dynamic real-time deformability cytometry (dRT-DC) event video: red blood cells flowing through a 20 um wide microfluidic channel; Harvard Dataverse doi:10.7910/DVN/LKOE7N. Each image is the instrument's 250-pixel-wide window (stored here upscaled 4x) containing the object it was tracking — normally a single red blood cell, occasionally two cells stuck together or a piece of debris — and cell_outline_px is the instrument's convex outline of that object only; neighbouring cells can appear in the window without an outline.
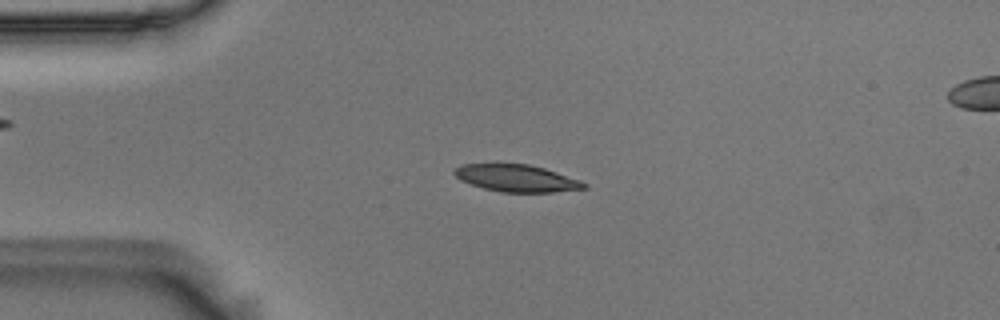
{"species": "Egyptian fruit bat (a non-hibernating species)", "species_latin": "Rousettus aegyptiacus", "temperature_condition": "room temperature", "stored_images_in_passage": 52, "camera_frame_rate_fps": 3000, "um_per_image_px": 0.085, "animal": {"sex": "male"}, "frame": {"image": 1, "passage_image": 10, "time_ms": 3.0, "image_size_px": [1000, 320], "cell_outline_px": [[588, 188], [552, 192], [500, 192], [484, 188], [460, 180], [452, 172], [456, 168], [464, 164], [528, 164], [544, 168], [580, 180], [588, 184]], "centroid_in_image_um": [43.93, 15.15], "position_along_channel_um": 41.1, "area_um2": 20.29}}
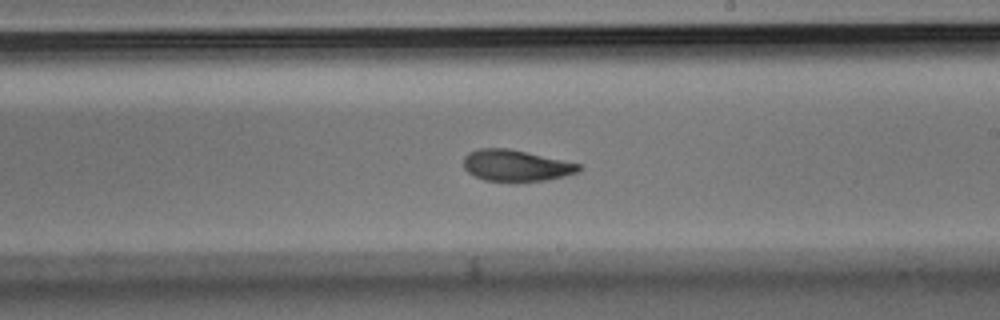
{"frame": {"image": 2, "passage_image": 29, "time_ms": 9.333, "image_size_px": [1000, 320], "cell_outline_px": [[584, 168], [580, 172], [548, 180], [516, 184], [484, 180], [468, 172], [464, 168], [464, 156], [468, 152], [480, 148], [508, 148], [580, 164]], "centroid_in_image_um": [43.87, 14.11], "position_along_channel_um": 245.1, "area_um2": 21.68}}
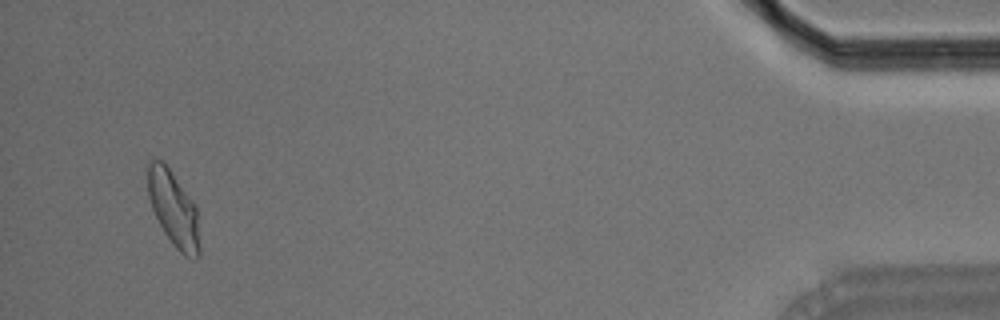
{"frame": {"image": 3, "passage_image": 50, "time_ms": 16.333, "image_size_px": [1000, 320], "cell_outline_px": [[200, 256], [196, 260], [192, 260], [184, 256], [172, 244], [164, 232], [152, 208], [148, 196], [144, 168], [148, 160], [164, 160], [196, 204], [200, 248]], "centroid_in_image_um": [14.73, 17.7], "position_along_channel_um": 420.5, "area_um2": 23.64}, "authors_computed_cell_mechanics": {"area_um2": 21.675, "velocity_mm_per_s": 3.5996, "shape_relaxation_time_tau1_ms": 4.0517, "shape_relaxation_time_tau2_ms": 2.7333, "deformation_change_tau1": 0.1406, "deformation_change_tau2": 0.084}}